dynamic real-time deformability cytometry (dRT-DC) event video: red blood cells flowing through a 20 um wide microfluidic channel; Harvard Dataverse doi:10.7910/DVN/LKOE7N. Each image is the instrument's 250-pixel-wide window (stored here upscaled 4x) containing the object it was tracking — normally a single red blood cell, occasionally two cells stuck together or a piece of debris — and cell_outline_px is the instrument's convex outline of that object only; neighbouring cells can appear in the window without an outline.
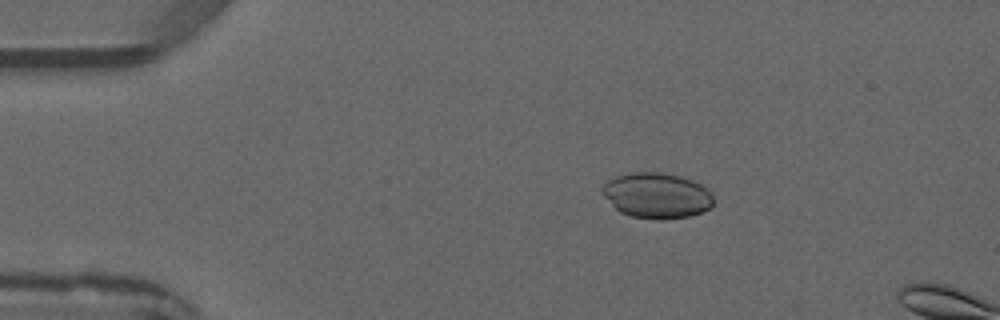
{"species": "common noctule bat (a hibernating species)", "species_latin": "Nyctalus noctula", "temperature_condition": "warm", "stored_images_in_passage": 2, "camera_frame_rate_fps": 3000, "um_per_image_px": 0.085, "animal": {"sex": "male", "forearm_length_mm": 52.5}, "frame": {"image": 1, "passage_image": 1, "time_ms": 0.0, "image_size_px": [1000, 320], "cell_outline_px": [[712, 208], [688, 216], [664, 220], [660, 220], [632, 216], [620, 212], [604, 196], [600, 188], [608, 180], [616, 176], [632, 172], [660, 172], [680, 176], [704, 184], [708, 188], [712, 196]], "centroid_in_image_um": [55.84, 16.61], "position_along_channel_um": 29.2, "area_um2": 29.59}}